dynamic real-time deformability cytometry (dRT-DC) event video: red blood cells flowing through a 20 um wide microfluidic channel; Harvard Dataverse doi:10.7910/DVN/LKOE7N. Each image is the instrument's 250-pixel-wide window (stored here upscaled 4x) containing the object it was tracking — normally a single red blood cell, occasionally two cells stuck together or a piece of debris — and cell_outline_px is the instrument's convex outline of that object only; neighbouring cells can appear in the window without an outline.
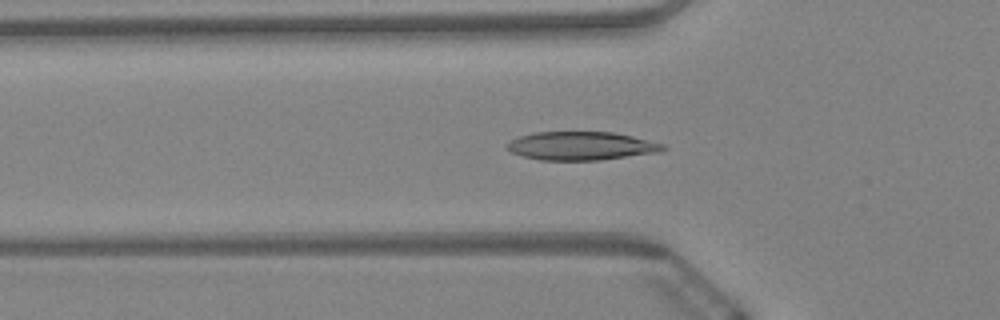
{"species": "Egyptian fruit bat (a non-hibernating species)", "species_latin": "Rousettus aegyptiacus", "temperature_condition": "warm", "stored_images_in_passage": 50, "camera_frame_rate_fps": 3000, "um_per_image_px": 0.085, "animal": {"sex": "female"}, "frame": {"image": 1, "passage_image": 15, "time_ms": 4.667, "image_size_px": [1000, 320], "cell_outline_px": [[668, 148], [660, 152], [600, 160], [540, 160], [524, 156], [512, 152], [508, 148], [508, 144], [512, 140], [520, 136], [532, 132], [616, 132], [664, 144]], "centroid_in_image_um": [49.45, 12.4], "position_along_channel_um": 76.3, "area_um2": 25.72}}
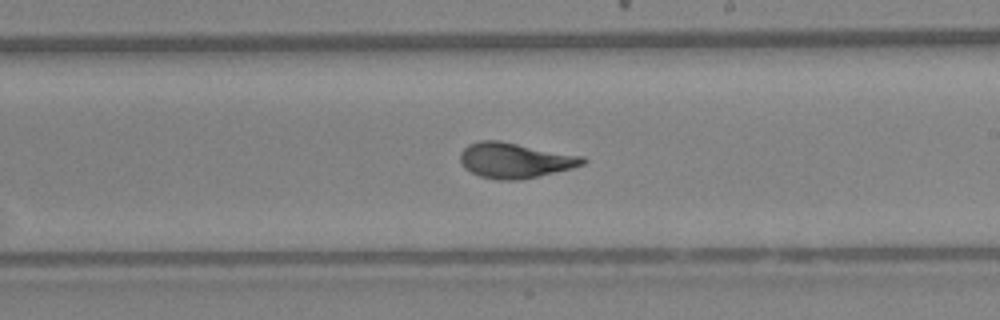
{"frame": {"image": 2, "passage_image": 30, "time_ms": 9.667, "image_size_px": [1000, 320], "cell_outline_px": [[588, 160], [584, 164], [572, 168], [520, 180], [496, 180], [480, 176], [464, 168], [460, 160], [460, 152], [468, 144], [480, 140], [500, 140], [584, 156]], "centroid_in_image_um": [43.77, 13.62], "position_along_channel_um": 245.2, "area_um2": 25.37}}
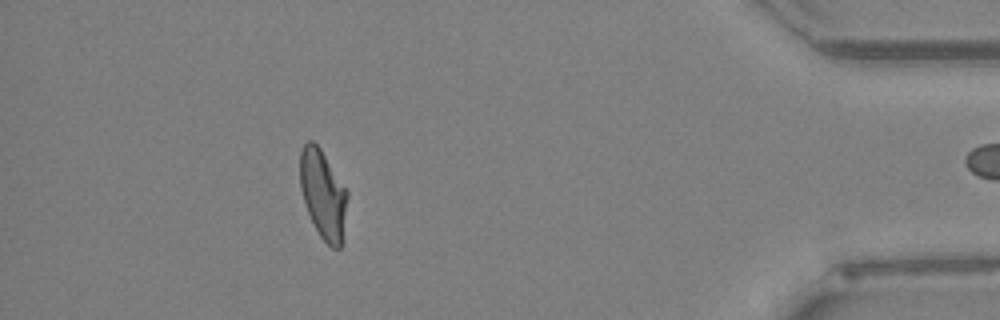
{"frame": {"image": 3, "passage_image": 49, "time_ms": 16.0, "image_size_px": [1000, 320], "cell_outline_px": [[348, 196], [340, 248], [332, 248], [320, 236], [308, 212], [300, 188], [300, 152], [304, 144], [308, 140], [312, 140], [320, 148], [348, 192]], "centroid_in_image_um": [27.45, 16.48], "position_along_channel_um": 407.8, "area_um2": 23.99}}